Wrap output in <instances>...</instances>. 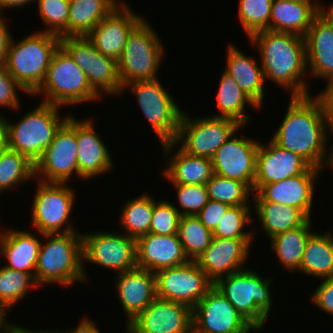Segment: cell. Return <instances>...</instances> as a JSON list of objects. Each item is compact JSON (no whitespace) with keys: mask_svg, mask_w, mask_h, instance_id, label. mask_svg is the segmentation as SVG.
Returning a JSON list of instances; mask_svg holds the SVG:
<instances>
[{"mask_svg":"<svg viewBox=\"0 0 333 333\" xmlns=\"http://www.w3.org/2000/svg\"><path fill=\"white\" fill-rule=\"evenodd\" d=\"M289 100L285 116L271 140L279 147L297 153L311 167L329 168L332 145L328 144L330 132L321 102L312 94Z\"/></svg>","mask_w":333,"mask_h":333,"instance_id":"cell-1","label":"cell"},{"mask_svg":"<svg viewBox=\"0 0 333 333\" xmlns=\"http://www.w3.org/2000/svg\"><path fill=\"white\" fill-rule=\"evenodd\" d=\"M249 41L258 50L265 81L289 91L290 97L312 94L307 82L305 37L267 29L253 34Z\"/></svg>","mask_w":333,"mask_h":333,"instance_id":"cell-2","label":"cell"},{"mask_svg":"<svg viewBox=\"0 0 333 333\" xmlns=\"http://www.w3.org/2000/svg\"><path fill=\"white\" fill-rule=\"evenodd\" d=\"M41 242L34 278L41 287L45 284L69 287L75 282H89L83 265L82 233L40 234Z\"/></svg>","mask_w":333,"mask_h":333,"instance_id":"cell-3","label":"cell"},{"mask_svg":"<svg viewBox=\"0 0 333 333\" xmlns=\"http://www.w3.org/2000/svg\"><path fill=\"white\" fill-rule=\"evenodd\" d=\"M59 106L39 102V105L12 122L3 115L6 146L25 155L34 164L51 144L56 132L67 121L70 113L60 117Z\"/></svg>","mask_w":333,"mask_h":333,"instance_id":"cell-4","label":"cell"},{"mask_svg":"<svg viewBox=\"0 0 333 333\" xmlns=\"http://www.w3.org/2000/svg\"><path fill=\"white\" fill-rule=\"evenodd\" d=\"M59 46L58 35L42 30L25 36L19 42L12 37L4 66L30 96L43 83Z\"/></svg>","mask_w":333,"mask_h":333,"instance_id":"cell-5","label":"cell"},{"mask_svg":"<svg viewBox=\"0 0 333 333\" xmlns=\"http://www.w3.org/2000/svg\"><path fill=\"white\" fill-rule=\"evenodd\" d=\"M261 276L260 272L244 268L213 284L257 333L263 331L274 304L270 289L273 276Z\"/></svg>","mask_w":333,"mask_h":333,"instance_id":"cell-6","label":"cell"},{"mask_svg":"<svg viewBox=\"0 0 333 333\" xmlns=\"http://www.w3.org/2000/svg\"><path fill=\"white\" fill-rule=\"evenodd\" d=\"M32 96H42L40 102L59 107H74L102 99L89 85L83 70L61 45L53 54L43 83Z\"/></svg>","mask_w":333,"mask_h":333,"instance_id":"cell-7","label":"cell"},{"mask_svg":"<svg viewBox=\"0 0 333 333\" xmlns=\"http://www.w3.org/2000/svg\"><path fill=\"white\" fill-rule=\"evenodd\" d=\"M158 35L145 17L129 33L125 48L117 61L122 87L133 81L158 78V71L166 55V49Z\"/></svg>","mask_w":333,"mask_h":333,"instance_id":"cell-8","label":"cell"},{"mask_svg":"<svg viewBox=\"0 0 333 333\" xmlns=\"http://www.w3.org/2000/svg\"><path fill=\"white\" fill-rule=\"evenodd\" d=\"M161 83L159 78L133 81L123 86L122 95L126 89L134 93L147 123L163 144L176 140L184 110Z\"/></svg>","mask_w":333,"mask_h":333,"instance_id":"cell-9","label":"cell"},{"mask_svg":"<svg viewBox=\"0 0 333 333\" xmlns=\"http://www.w3.org/2000/svg\"><path fill=\"white\" fill-rule=\"evenodd\" d=\"M68 184L37 180L30 215L31 224L40 234L78 231L70 220L76 204V191Z\"/></svg>","mask_w":333,"mask_h":333,"instance_id":"cell-10","label":"cell"},{"mask_svg":"<svg viewBox=\"0 0 333 333\" xmlns=\"http://www.w3.org/2000/svg\"><path fill=\"white\" fill-rule=\"evenodd\" d=\"M193 118V119H192ZM183 111L178 135L174 141L186 153L193 156L212 158L215 152L242 125L233 119L212 115L194 118Z\"/></svg>","mask_w":333,"mask_h":333,"instance_id":"cell-11","label":"cell"},{"mask_svg":"<svg viewBox=\"0 0 333 333\" xmlns=\"http://www.w3.org/2000/svg\"><path fill=\"white\" fill-rule=\"evenodd\" d=\"M60 45L83 70L89 85L101 98L105 93L122 96L117 61L101 54L86 36L61 37Z\"/></svg>","mask_w":333,"mask_h":333,"instance_id":"cell-12","label":"cell"},{"mask_svg":"<svg viewBox=\"0 0 333 333\" xmlns=\"http://www.w3.org/2000/svg\"><path fill=\"white\" fill-rule=\"evenodd\" d=\"M74 116L69 115L67 121L56 132L51 144L34 164L36 180L68 183L74 175L77 179L78 145L76 141V116Z\"/></svg>","mask_w":333,"mask_h":333,"instance_id":"cell-13","label":"cell"},{"mask_svg":"<svg viewBox=\"0 0 333 333\" xmlns=\"http://www.w3.org/2000/svg\"><path fill=\"white\" fill-rule=\"evenodd\" d=\"M83 263L110 269L115 274L137 268L136 239L114 231L82 234Z\"/></svg>","mask_w":333,"mask_h":333,"instance_id":"cell-14","label":"cell"},{"mask_svg":"<svg viewBox=\"0 0 333 333\" xmlns=\"http://www.w3.org/2000/svg\"><path fill=\"white\" fill-rule=\"evenodd\" d=\"M157 298L178 302L193 309L213 283L195 260L155 273Z\"/></svg>","mask_w":333,"mask_h":333,"instance_id":"cell-15","label":"cell"},{"mask_svg":"<svg viewBox=\"0 0 333 333\" xmlns=\"http://www.w3.org/2000/svg\"><path fill=\"white\" fill-rule=\"evenodd\" d=\"M193 333H251L257 330L213 285L192 309Z\"/></svg>","mask_w":333,"mask_h":333,"instance_id":"cell-16","label":"cell"},{"mask_svg":"<svg viewBox=\"0 0 333 333\" xmlns=\"http://www.w3.org/2000/svg\"><path fill=\"white\" fill-rule=\"evenodd\" d=\"M215 152L212 160L213 173L245 183L253 192L256 175V155L260 141L238 136V131ZM237 134V136H236Z\"/></svg>","mask_w":333,"mask_h":333,"instance_id":"cell-17","label":"cell"},{"mask_svg":"<svg viewBox=\"0 0 333 333\" xmlns=\"http://www.w3.org/2000/svg\"><path fill=\"white\" fill-rule=\"evenodd\" d=\"M125 328L127 333H193L192 309L156 297Z\"/></svg>","mask_w":333,"mask_h":333,"instance_id":"cell-18","label":"cell"},{"mask_svg":"<svg viewBox=\"0 0 333 333\" xmlns=\"http://www.w3.org/2000/svg\"><path fill=\"white\" fill-rule=\"evenodd\" d=\"M122 0L87 35L93 46L106 57L118 61L132 29L144 18Z\"/></svg>","mask_w":333,"mask_h":333,"instance_id":"cell-19","label":"cell"},{"mask_svg":"<svg viewBox=\"0 0 333 333\" xmlns=\"http://www.w3.org/2000/svg\"><path fill=\"white\" fill-rule=\"evenodd\" d=\"M321 169L309 167L303 174L262 185L252 194V202H275L300 209L309 219L315 186Z\"/></svg>","mask_w":333,"mask_h":333,"instance_id":"cell-20","label":"cell"},{"mask_svg":"<svg viewBox=\"0 0 333 333\" xmlns=\"http://www.w3.org/2000/svg\"><path fill=\"white\" fill-rule=\"evenodd\" d=\"M252 240L213 237L208 248L195 261L214 284L218 279L245 268Z\"/></svg>","mask_w":333,"mask_h":333,"instance_id":"cell-21","label":"cell"},{"mask_svg":"<svg viewBox=\"0 0 333 333\" xmlns=\"http://www.w3.org/2000/svg\"><path fill=\"white\" fill-rule=\"evenodd\" d=\"M92 117L76 118V141L78 145V178L85 180L101 176L114 168L112 155L99 137Z\"/></svg>","mask_w":333,"mask_h":333,"instance_id":"cell-22","label":"cell"},{"mask_svg":"<svg viewBox=\"0 0 333 333\" xmlns=\"http://www.w3.org/2000/svg\"><path fill=\"white\" fill-rule=\"evenodd\" d=\"M309 167L297 153L279 147L271 139L265 145L261 141L256 155L253 193L262 185L303 174Z\"/></svg>","mask_w":333,"mask_h":333,"instance_id":"cell-23","label":"cell"},{"mask_svg":"<svg viewBox=\"0 0 333 333\" xmlns=\"http://www.w3.org/2000/svg\"><path fill=\"white\" fill-rule=\"evenodd\" d=\"M114 277L115 293L127 316L125 326L140 314L156 296L155 273L140 268H134Z\"/></svg>","mask_w":333,"mask_h":333,"instance_id":"cell-24","label":"cell"},{"mask_svg":"<svg viewBox=\"0 0 333 333\" xmlns=\"http://www.w3.org/2000/svg\"><path fill=\"white\" fill-rule=\"evenodd\" d=\"M189 261L178 234L148 233L136 239L137 268L156 273Z\"/></svg>","mask_w":333,"mask_h":333,"instance_id":"cell-25","label":"cell"},{"mask_svg":"<svg viewBox=\"0 0 333 333\" xmlns=\"http://www.w3.org/2000/svg\"><path fill=\"white\" fill-rule=\"evenodd\" d=\"M161 145L164 159L167 158L165 161H168L165 162V167H162L161 174L171 184L206 185L214 174L210 158L190 155L174 141Z\"/></svg>","mask_w":333,"mask_h":333,"instance_id":"cell-26","label":"cell"},{"mask_svg":"<svg viewBox=\"0 0 333 333\" xmlns=\"http://www.w3.org/2000/svg\"><path fill=\"white\" fill-rule=\"evenodd\" d=\"M305 43L309 76L333 80V26L318 14L308 28Z\"/></svg>","mask_w":333,"mask_h":333,"instance_id":"cell-27","label":"cell"},{"mask_svg":"<svg viewBox=\"0 0 333 333\" xmlns=\"http://www.w3.org/2000/svg\"><path fill=\"white\" fill-rule=\"evenodd\" d=\"M35 232L8 228L0 229V257L5 267L35 273L41 240Z\"/></svg>","mask_w":333,"mask_h":333,"instance_id":"cell-28","label":"cell"},{"mask_svg":"<svg viewBox=\"0 0 333 333\" xmlns=\"http://www.w3.org/2000/svg\"><path fill=\"white\" fill-rule=\"evenodd\" d=\"M227 56L225 71L237 82L240 88L261 109L264 105L265 79L262 66L258 59L243 53L234 44L229 43L226 49Z\"/></svg>","mask_w":333,"mask_h":333,"instance_id":"cell-29","label":"cell"},{"mask_svg":"<svg viewBox=\"0 0 333 333\" xmlns=\"http://www.w3.org/2000/svg\"><path fill=\"white\" fill-rule=\"evenodd\" d=\"M320 0H273L270 30L305 37L313 19L319 14Z\"/></svg>","mask_w":333,"mask_h":333,"instance_id":"cell-30","label":"cell"},{"mask_svg":"<svg viewBox=\"0 0 333 333\" xmlns=\"http://www.w3.org/2000/svg\"><path fill=\"white\" fill-rule=\"evenodd\" d=\"M299 272L319 281L333 277V230L315 231L309 237Z\"/></svg>","mask_w":333,"mask_h":333,"instance_id":"cell-31","label":"cell"},{"mask_svg":"<svg viewBox=\"0 0 333 333\" xmlns=\"http://www.w3.org/2000/svg\"><path fill=\"white\" fill-rule=\"evenodd\" d=\"M261 110L256 103L244 93L233 77L223 70L216 95V105L220 113L210 114L215 117L233 119L242 126L249 123L250 115H246V106Z\"/></svg>","mask_w":333,"mask_h":333,"instance_id":"cell-32","label":"cell"},{"mask_svg":"<svg viewBox=\"0 0 333 333\" xmlns=\"http://www.w3.org/2000/svg\"><path fill=\"white\" fill-rule=\"evenodd\" d=\"M255 216L268 238L303 225L309 218L298 208L275 202H252Z\"/></svg>","mask_w":333,"mask_h":333,"instance_id":"cell-33","label":"cell"},{"mask_svg":"<svg viewBox=\"0 0 333 333\" xmlns=\"http://www.w3.org/2000/svg\"><path fill=\"white\" fill-rule=\"evenodd\" d=\"M313 219H308L303 225L283 232L270 239L271 250L274 251L278 262L290 272L300 270L303 253L312 231Z\"/></svg>","mask_w":333,"mask_h":333,"instance_id":"cell-34","label":"cell"},{"mask_svg":"<svg viewBox=\"0 0 333 333\" xmlns=\"http://www.w3.org/2000/svg\"><path fill=\"white\" fill-rule=\"evenodd\" d=\"M121 0H69L68 36H86Z\"/></svg>","mask_w":333,"mask_h":333,"instance_id":"cell-35","label":"cell"},{"mask_svg":"<svg viewBox=\"0 0 333 333\" xmlns=\"http://www.w3.org/2000/svg\"><path fill=\"white\" fill-rule=\"evenodd\" d=\"M142 193L140 196L126 200L120 212V223L124 234L138 239L150 233V224L154 209V197L152 193Z\"/></svg>","mask_w":333,"mask_h":333,"instance_id":"cell-36","label":"cell"},{"mask_svg":"<svg viewBox=\"0 0 333 333\" xmlns=\"http://www.w3.org/2000/svg\"><path fill=\"white\" fill-rule=\"evenodd\" d=\"M33 179L35 180L34 163L6 146L0 153V196Z\"/></svg>","mask_w":333,"mask_h":333,"instance_id":"cell-37","label":"cell"},{"mask_svg":"<svg viewBox=\"0 0 333 333\" xmlns=\"http://www.w3.org/2000/svg\"><path fill=\"white\" fill-rule=\"evenodd\" d=\"M40 287L34 278V273L14 270L4 265L0 267V304L8 310L26 299L31 288Z\"/></svg>","mask_w":333,"mask_h":333,"instance_id":"cell-38","label":"cell"},{"mask_svg":"<svg viewBox=\"0 0 333 333\" xmlns=\"http://www.w3.org/2000/svg\"><path fill=\"white\" fill-rule=\"evenodd\" d=\"M178 236L189 260H196L210 245L213 233L197 216H181Z\"/></svg>","mask_w":333,"mask_h":333,"instance_id":"cell-39","label":"cell"},{"mask_svg":"<svg viewBox=\"0 0 333 333\" xmlns=\"http://www.w3.org/2000/svg\"><path fill=\"white\" fill-rule=\"evenodd\" d=\"M206 188L210 200L229 206H250L249 201L252 203V190L245 183L237 180L224 178L214 173L206 183Z\"/></svg>","mask_w":333,"mask_h":333,"instance_id":"cell-40","label":"cell"},{"mask_svg":"<svg viewBox=\"0 0 333 333\" xmlns=\"http://www.w3.org/2000/svg\"><path fill=\"white\" fill-rule=\"evenodd\" d=\"M250 206H230L216 229L212 232L213 237L225 239H254V231L247 229L254 220ZM251 212V213H250ZM246 228V230H245ZM248 230V231H247Z\"/></svg>","mask_w":333,"mask_h":333,"instance_id":"cell-41","label":"cell"},{"mask_svg":"<svg viewBox=\"0 0 333 333\" xmlns=\"http://www.w3.org/2000/svg\"><path fill=\"white\" fill-rule=\"evenodd\" d=\"M238 20L247 37L270 30L271 4L273 0H238Z\"/></svg>","mask_w":333,"mask_h":333,"instance_id":"cell-42","label":"cell"},{"mask_svg":"<svg viewBox=\"0 0 333 333\" xmlns=\"http://www.w3.org/2000/svg\"><path fill=\"white\" fill-rule=\"evenodd\" d=\"M38 14L45 23L43 32L61 37L68 36L69 0H35Z\"/></svg>","mask_w":333,"mask_h":333,"instance_id":"cell-43","label":"cell"},{"mask_svg":"<svg viewBox=\"0 0 333 333\" xmlns=\"http://www.w3.org/2000/svg\"><path fill=\"white\" fill-rule=\"evenodd\" d=\"M181 215L174 207V204L164 199L156 201L154 199V209L150 224V233L157 235L178 234V227Z\"/></svg>","mask_w":333,"mask_h":333,"instance_id":"cell-44","label":"cell"},{"mask_svg":"<svg viewBox=\"0 0 333 333\" xmlns=\"http://www.w3.org/2000/svg\"><path fill=\"white\" fill-rule=\"evenodd\" d=\"M177 192L179 206L174 207L181 216H196L209 201L206 185H181L171 184ZM183 208V209H182Z\"/></svg>","mask_w":333,"mask_h":333,"instance_id":"cell-45","label":"cell"},{"mask_svg":"<svg viewBox=\"0 0 333 333\" xmlns=\"http://www.w3.org/2000/svg\"><path fill=\"white\" fill-rule=\"evenodd\" d=\"M18 91H22L23 94L29 95L9 74L6 67L0 66V110L2 108H10L11 110L21 111V99L18 97ZM1 114L2 113L0 112V116H3V114Z\"/></svg>","mask_w":333,"mask_h":333,"instance_id":"cell-46","label":"cell"},{"mask_svg":"<svg viewBox=\"0 0 333 333\" xmlns=\"http://www.w3.org/2000/svg\"><path fill=\"white\" fill-rule=\"evenodd\" d=\"M320 282L310 298L317 308L333 317V277L322 279Z\"/></svg>","mask_w":333,"mask_h":333,"instance_id":"cell-47","label":"cell"},{"mask_svg":"<svg viewBox=\"0 0 333 333\" xmlns=\"http://www.w3.org/2000/svg\"><path fill=\"white\" fill-rule=\"evenodd\" d=\"M229 207L225 203L209 199L196 216L207 229L213 232Z\"/></svg>","mask_w":333,"mask_h":333,"instance_id":"cell-48","label":"cell"},{"mask_svg":"<svg viewBox=\"0 0 333 333\" xmlns=\"http://www.w3.org/2000/svg\"><path fill=\"white\" fill-rule=\"evenodd\" d=\"M315 96L322 104L328 130L333 134V80L328 81L325 88Z\"/></svg>","mask_w":333,"mask_h":333,"instance_id":"cell-49","label":"cell"},{"mask_svg":"<svg viewBox=\"0 0 333 333\" xmlns=\"http://www.w3.org/2000/svg\"><path fill=\"white\" fill-rule=\"evenodd\" d=\"M6 15L0 16V66H4L7 58V49L10 45L12 37L10 26L6 24ZM9 28V29H8Z\"/></svg>","mask_w":333,"mask_h":333,"instance_id":"cell-50","label":"cell"},{"mask_svg":"<svg viewBox=\"0 0 333 333\" xmlns=\"http://www.w3.org/2000/svg\"><path fill=\"white\" fill-rule=\"evenodd\" d=\"M79 323L77 324V326L73 329L70 330H65L60 331V329L58 330H44V333H101L99 327H97V323H95V321L90 320V317H87V315L78 321Z\"/></svg>","mask_w":333,"mask_h":333,"instance_id":"cell-51","label":"cell"},{"mask_svg":"<svg viewBox=\"0 0 333 333\" xmlns=\"http://www.w3.org/2000/svg\"><path fill=\"white\" fill-rule=\"evenodd\" d=\"M35 0H0V14L3 15V10L10 9H21L25 7L27 4L34 3Z\"/></svg>","mask_w":333,"mask_h":333,"instance_id":"cell-52","label":"cell"},{"mask_svg":"<svg viewBox=\"0 0 333 333\" xmlns=\"http://www.w3.org/2000/svg\"><path fill=\"white\" fill-rule=\"evenodd\" d=\"M0 333H44V329L40 330L39 328V330H32V328H25L19 324L10 322Z\"/></svg>","mask_w":333,"mask_h":333,"instance_id":"cell-53","label":"cell"},{"mask_svg":"<svg viewBox=\"0 0 333 333\" xmlns=\"http://www.w3.org/2000/svg\"><path fill=\"white\" fill-rule=\"evenodd\" d=\"M319 15L325 19L329 24L333 26V3L329 4V7H323L322 3H319Z\"/></svg>","mask_w":333,"mask_h":333,"instance_id":"cell-54","label":"cell"},{"mask_svg":"<svg viewBox=\"0 0 333 333\" xmlns=\"http://www.w3.org/2000/svg\"><path fill=\"white\" fill-rule=\"evenodd\" d=\"M7 311L9 310L5 306L0 304V332L10 323L6 319V316H8Z\"/></svg>","mask_w":333,"mask_h":333,"instance_id":"cell-55","label":"cell"},{"mask_svg":"<svg viewBox=\"0 0 333 333\" xmlns=\"http://www.w3.org/2000/svg\"><path fill=\"white\" fill-rule=\"evenodd\" d=\"M6 147V134L3 116H0V153Z\"/></svg>","mask_w":333,"mask_h":333,"instance_id":"cell-56","label":"cell"},{"mask_svg":"<svg viewBox=\"0 0 333 333\" xmlns=\"http://www.w3.org/2000/svg\"><path fill=\"white\" fill-rule=\"evenodd\" d=\"M331 145H332V159H331L330 166H329L330 169H331V167L333 168V143Z\"/></svg>","mask_w":333,"mask_h":333,"instance_id":"cell-57","label":"cell"}]
</instances>
